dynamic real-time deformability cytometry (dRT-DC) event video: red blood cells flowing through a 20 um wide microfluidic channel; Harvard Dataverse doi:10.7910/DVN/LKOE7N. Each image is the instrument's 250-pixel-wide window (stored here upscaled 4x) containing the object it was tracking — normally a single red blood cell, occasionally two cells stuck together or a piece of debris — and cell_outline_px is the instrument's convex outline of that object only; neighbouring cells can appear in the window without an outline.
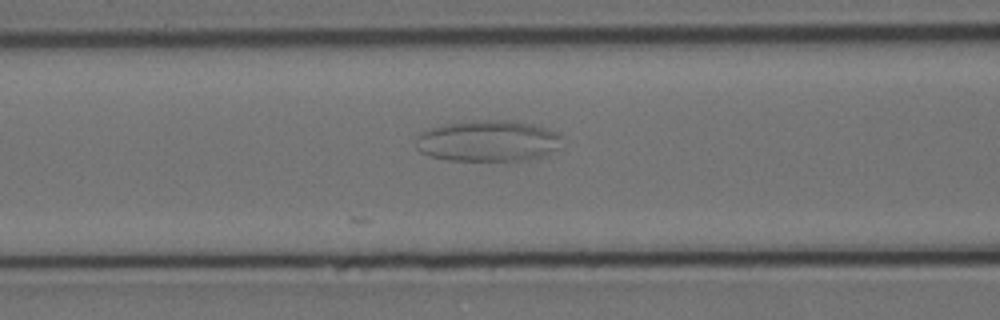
{"species": "Egyptian fruit bat (a non-hibernating species)", "species_latin": "Rousettus aegyptiacus", "temperature_condition": "cold", "stored_images_in_passage": 30, "camera_frame_rate_fps": 3000, "um_per_image_px": 0.085, "animal": {"sex": "female"}, "frame": {"image": 1, "passage_image": 8, "time_ms": 2.333, "image_size_px": [1000, 320], "cell_outline_px": [[564, 136], [560, 148], [540, 156], [520, 160], [448, 160], [428, 156], [420, 152], [416, 148], [416, 140], [420, 132], [432, 128], [448, 124], [472, 120], [516, 120], [532, 124], [556, 132]], "centroid_in_image_um": [41.48, 11.97], "position_along_channel_um": 125.1, "area_um2": 35.08}}
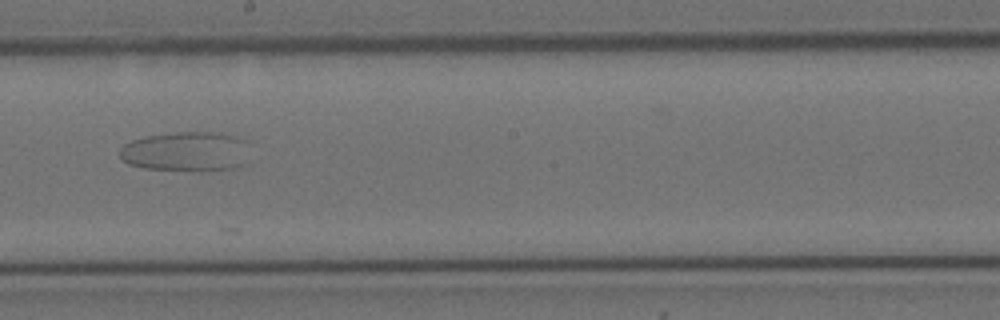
{"frame": {"image": 2, "passage_image": 18, "time_ms": 5.667, "image_size_px": [1000, 320], "cell_outline_px": [[248, 164], [236, 168], [200, 172], [192, 172], [144, 168], [128, 164], [120, 160], [120, 148], [124, 144], [132, 140], [144, 136], [176, 132], [220, 132], [236, 136], [244, 140]], "centroid_in_image_um": [15.81, 12.91], "position_along_channel_um": 232.4, "area_um2": 30.87}}
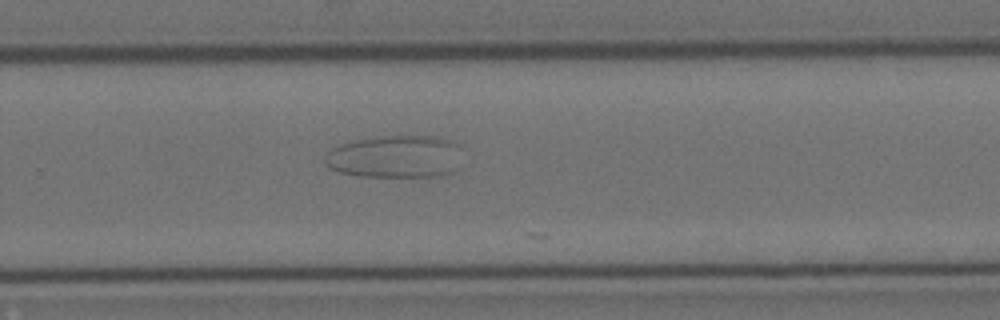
{"frame": {"image": 3, "passage_image": 24, "time_ms": 7.667, "image_size_px": [1000, 320], "cell_outline_px": [[460, 168], [452, 172], [440, 176], [360, 176], [340, 172], [332, 168], [324, 160], [328, 152], [332, 148], [340, 144], [356, 140], [380, 136], [436, 136], [452, 140], [460, 144]], "centroid_in_image_um": [33.68, 13.3], "position_along_channel_um": 296.1, "area_um2": 34.28}}